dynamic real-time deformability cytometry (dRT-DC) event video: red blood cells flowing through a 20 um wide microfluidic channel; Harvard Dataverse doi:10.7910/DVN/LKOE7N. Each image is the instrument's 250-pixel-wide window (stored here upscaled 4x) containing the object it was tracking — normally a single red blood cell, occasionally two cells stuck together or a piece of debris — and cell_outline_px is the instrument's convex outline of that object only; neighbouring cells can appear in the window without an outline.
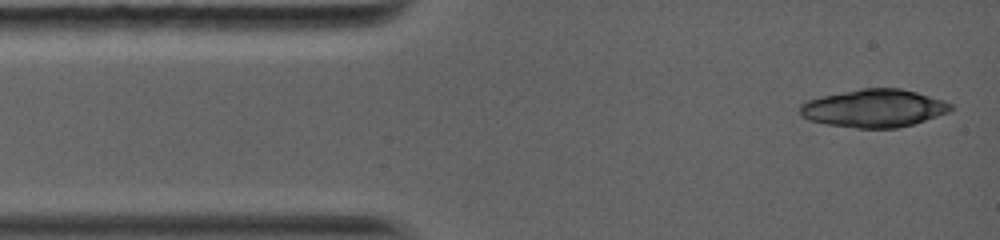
{"species": "common noctule bat (a hibernating species)", "species_latin": "Nyctalus noctula", "temperature_condition": "warm", "stored_images_in_passage": 4, "camera_frame_rate_fps": 5000, "um_per_image_px": 0.085, "animal": {"sex": "female", "body_mass_g": 19.0, "forearm_length_mm": 56.7}, "frame": {"image": 1, "passage_image": 1, "time_ms": 0.0, "image_size_px": [1000, 240], "cell_outline_px": [[952, 108], [948, 112], [912, 124], [896, 128], [856, 128], [828, 124], [808, 120], [800, 112], [800, 104], [808, 100], [820, 96], [864, 88], [900, 88], [916, 92], [944, 100], [952, 104]], "centroid_in_image_um": [74.28, 9.2], "position_along_channel_um": 10.7, "area_um2": 33.0}}